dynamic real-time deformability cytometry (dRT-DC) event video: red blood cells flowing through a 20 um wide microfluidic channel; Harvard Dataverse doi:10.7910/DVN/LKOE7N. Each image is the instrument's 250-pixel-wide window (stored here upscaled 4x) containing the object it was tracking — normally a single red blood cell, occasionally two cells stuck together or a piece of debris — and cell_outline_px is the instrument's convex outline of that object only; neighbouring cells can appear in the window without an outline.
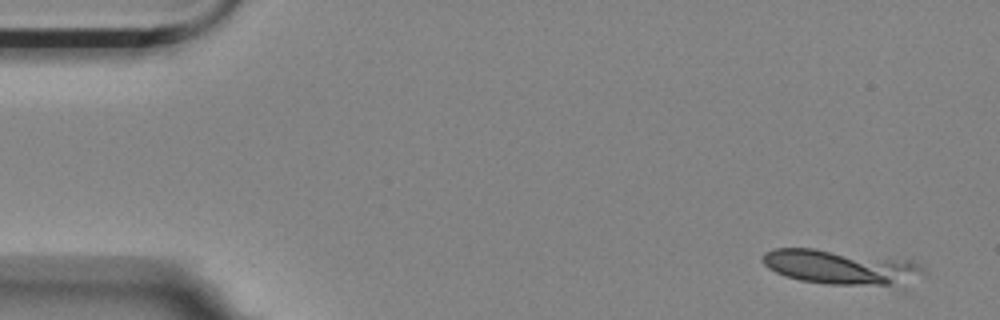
{"species": "Egyptian fruit bat (a non-hibernating species)", "species_latin": "Rousettus aegyptiacus", "temperature_condition": "room temperature", "stored_images_in_passage": 5, "camera_frame_rate_fps": 3000, "um_per_image_px": 0.085, "animal": {"sex": "female"}, "frame": {"image": 1, "passage_image": 1, "time_ms": 0.0, "image_size_px": [1000, 320], "cell_outline_px": [[924, 276], [896, 288], [828, 284], [800, 280], [784, 276], [768, 268], [760, 260], [764, 252], [776, 248], [816, 248], [912, 260], [920, 264], [924, 268]], "centroid_in_image_um": [71.57, 22.73], "position_along_channel_um": 13.4, "area_um2": 33.7}}